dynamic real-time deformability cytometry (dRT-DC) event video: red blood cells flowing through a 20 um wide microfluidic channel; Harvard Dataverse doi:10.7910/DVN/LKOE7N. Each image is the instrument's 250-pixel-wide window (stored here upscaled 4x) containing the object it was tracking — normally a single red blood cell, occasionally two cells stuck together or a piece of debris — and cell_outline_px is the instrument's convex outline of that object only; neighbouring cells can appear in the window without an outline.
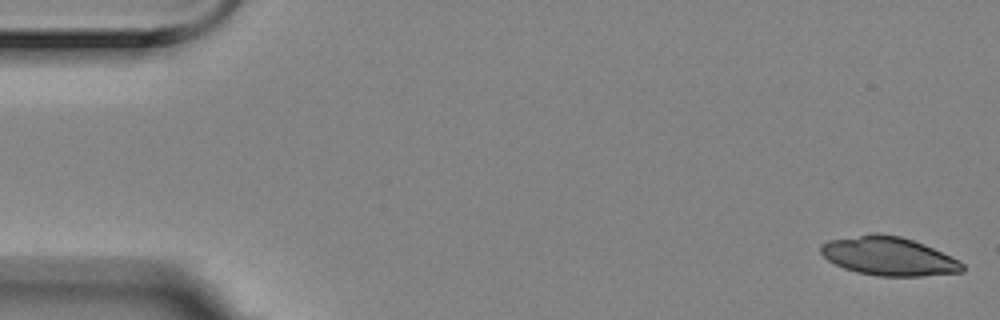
{"species": "Egyptian fruit bat (a non-hibernating species)", "species_latin": "Rousettus aegyptiacus", "temperature_condition": "room temperature", "stored_images_in_passage": 56, "camera_frame_rate_fps": 3000, "um_per_image_px": 0.085, "animal": {"sex": "female"}, "frame": {"image": 1, "passage_image": 1, "time_ms": 0.0, "image_size_px": [1000, 320], "cell_outline_px": [[964, 272], [924, 276], [876, 276], [856, 272], [844, 268], [828, 260], [820, 252], [820, 244], [828, 240], [872, 232], [880, 232], [900, 236], [924, 244], [952, 256], [960, 260], [964, 264]], "centroid_in_image_um": [75.55, 21.77], "position_along_channel_um": 9.5, "area_um2": 32.31}}